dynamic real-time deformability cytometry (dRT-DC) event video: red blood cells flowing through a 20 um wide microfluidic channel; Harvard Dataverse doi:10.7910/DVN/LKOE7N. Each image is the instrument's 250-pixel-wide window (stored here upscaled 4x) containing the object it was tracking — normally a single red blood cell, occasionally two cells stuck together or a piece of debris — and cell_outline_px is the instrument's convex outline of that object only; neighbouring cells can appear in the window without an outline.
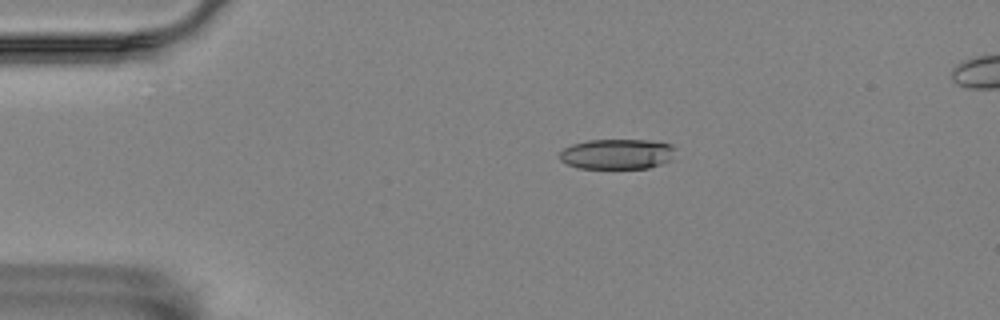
{"species": "Egyptian fruit bat (a non-hibernating species)", "species_latin": "Rousettus aegyptiacus", "temperature_condition": "room temperature", "stored_images_in_passage": 5, "camera_frame_rate_fps": 3000, "um_per_image_px": 0.085, "animal": {"sex": "female"}, "frame": {"image": 1, "passage_image": 3, "time_ms": 0.667, "image_size_px": [1000, 320], "cell_outline_px": [[676, 148], [668, 160], [660, 164], [648, 168], [576, 168], [560, 160], [560, 152], [564, 148], [572, 144], [588, 140], [648, 140], [672, 144]], "centroid_in_image_um": [52.42, 13.09], "position_along_channel_um": 32.6, "area_um2": 20.29}}